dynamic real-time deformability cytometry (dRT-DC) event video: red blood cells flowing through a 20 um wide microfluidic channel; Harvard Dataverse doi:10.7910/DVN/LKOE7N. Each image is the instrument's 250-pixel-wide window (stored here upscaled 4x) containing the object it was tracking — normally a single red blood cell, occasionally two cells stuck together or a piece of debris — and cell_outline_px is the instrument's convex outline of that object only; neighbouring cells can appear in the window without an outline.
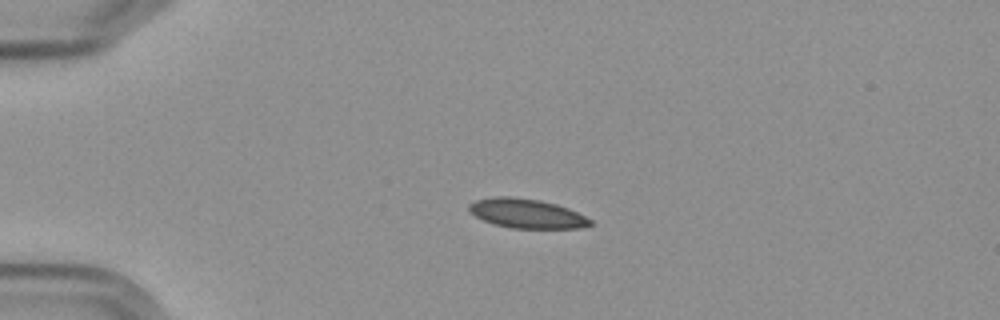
{"species": "Egyptian fruit bat (a non-hibernating species)", "species_latin": "Rousettus aegyptiacus", "temperature_condition": "cold", "stored_images_in_passage": 4, "camera_frame_rate_fps": 3000, "um_per_image_px": 0.085, "frame": {"image": 1, "passage_image": 3, "time_ms": 3.333, "image_size_px": [1000, 320], "cell_outline_px": [[592, 224], [580, 228], [512, 228], [496, 224], [484, 220], [476, 216], [468, 208], [468, 204], [476, 200], [496, 196], [508, 196], [540, 200], [556, 204], [568, 208], [592, 220]], "centroid_in_image_um": [44.77, 18.14], "position_along_channel_um": 40.2, "area_um2": 20.46}}